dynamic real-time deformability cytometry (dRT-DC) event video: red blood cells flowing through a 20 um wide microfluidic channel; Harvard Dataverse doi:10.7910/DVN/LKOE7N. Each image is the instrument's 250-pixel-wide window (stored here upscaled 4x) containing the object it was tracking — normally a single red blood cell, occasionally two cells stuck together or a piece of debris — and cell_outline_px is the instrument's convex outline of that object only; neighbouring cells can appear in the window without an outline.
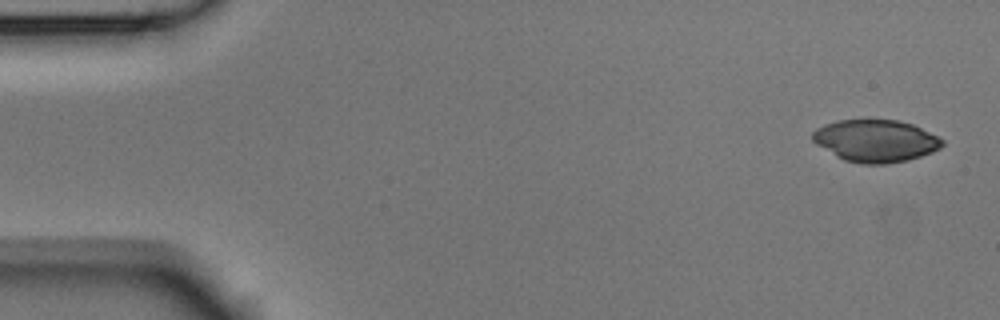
{"species": "Egyptian fruit bat (a non-hibernating species)", "species_latin": "Rousettus aegyptiacus", "temperature_condition": "room temperature", "stored_images_in_passage": 6, "camera_frame_rate_fps": 3000, "um_per_image_px": 0.085, "animal": {"sex": "male"}, "frame": {"image": 1, "passage_image": 1, "time_ms": 0.0, "image_size_px": [1000, 320], "cell_outline_px": [[944, 144], [940, 148], [932, 152], [908, 160], [884, 164], [864, 164], [844, 160], [836, 156], [816, 144], [812, 140], [812, 132], [816, 128], [824, 124], [836, 120], [900, 120], [912, 124], [944, 140]], "centroid_in_image_um": [74.4, 11.97], "position_along_channel_um": 10.6, "area_um2": 31.85}}